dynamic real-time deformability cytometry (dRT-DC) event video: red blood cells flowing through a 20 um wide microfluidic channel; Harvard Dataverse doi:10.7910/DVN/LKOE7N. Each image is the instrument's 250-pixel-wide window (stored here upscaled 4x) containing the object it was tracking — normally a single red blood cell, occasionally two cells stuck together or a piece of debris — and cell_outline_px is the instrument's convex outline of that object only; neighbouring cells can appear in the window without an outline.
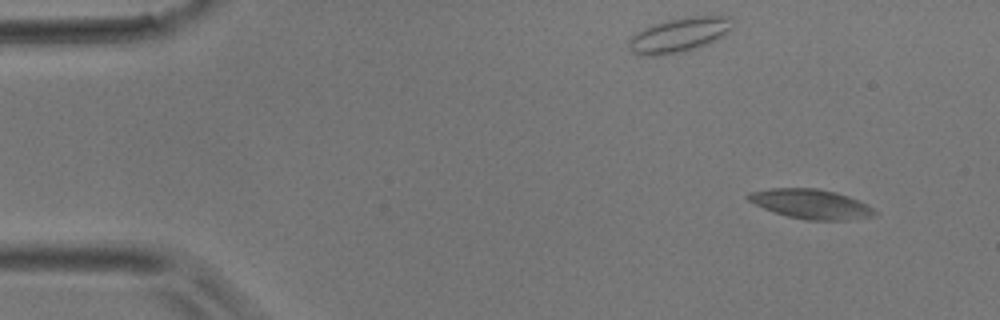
{"species": "common noctule bat (a hibernating species)", "species_latin": "Nyctalus noctula", "temperature_condition": "room temperature", "stored_images_in_passage": 5, "camera_frame_rate_fps": 3000, "um_per_image_px": 0.085, "animal": {"sex": "male", "body_mass_g": 17.9}, "frame": {"image": 1, "passage_image": 1, "time_ms": 0.0, "image_size_px": [1000, 320], "cell_outline_px": [[876, 216], [848, 220], [804, 220], [788, 216], [764, 208], [748, 200], [744, 196], [748, 192], [768, 188], [816, 188], [836, 192], [848, 196], [868, 204], [876, 212]], "centroid_in_image_um": [68.93, 17.33], "position_along_channel_um": 16.1, "area_um2": 21.85}}
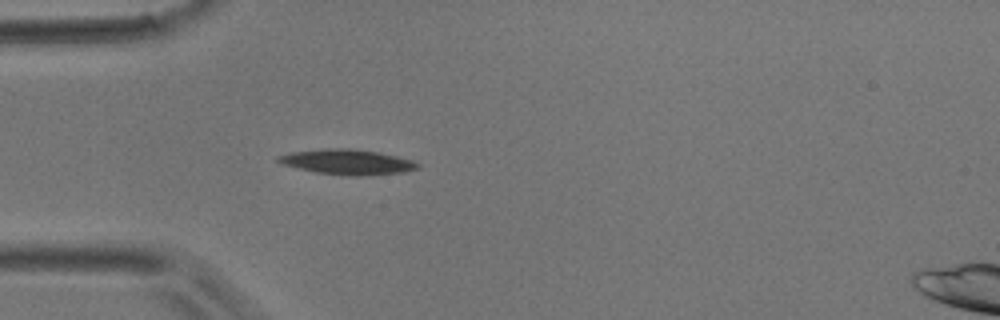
{"frame": {"image": 2, "passage_image": 4, "time_ms": 1.0, "image_size_px": [1000, 320], "cell_outline_px": [[420, 168], [404, 172], [356, 176], [352, 176], [316, 172], [280, 164], [276, 160], [276, 156], [288, 152], [328, 148], [352, 148], [380, 152], [412, 160], [420, 164]], "centroid_in_image_um": [29.5, 13.75], "position_along_channel_um": 55.5, "area_um2": 20.58}}